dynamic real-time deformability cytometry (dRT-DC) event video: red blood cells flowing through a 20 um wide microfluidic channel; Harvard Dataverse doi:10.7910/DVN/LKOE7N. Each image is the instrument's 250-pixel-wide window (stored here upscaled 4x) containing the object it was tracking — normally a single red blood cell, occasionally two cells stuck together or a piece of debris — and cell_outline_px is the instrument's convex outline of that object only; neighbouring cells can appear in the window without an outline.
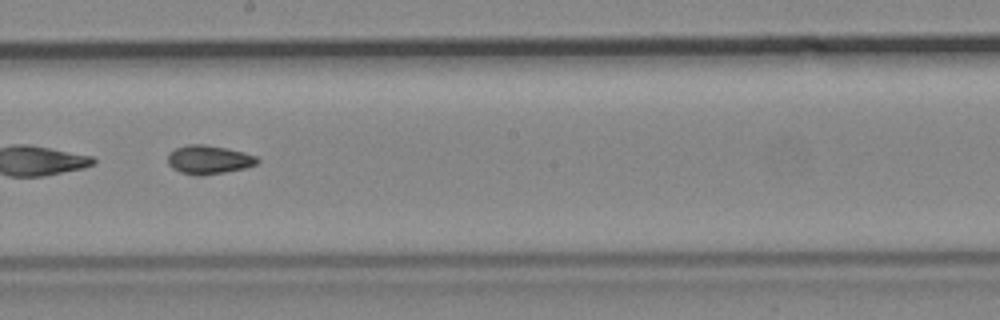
{"species": "common noctule bat (a hibernating species)", "species_latin": "Nyctalus noctula", "temperature_condition": "cold", "stored_images_in_passage": 11, "camera_frame_rate_fps": 3000, "um_per_image_px": 0.085, "animal": {"sex": "male", "body_mass_g": 19.2, "forearm_length_mm": 51.8}, "frame": {"image": 1, "passage_image": 11, "time_ms": 12.333, "image_size_px": [1000, 320], "cell_outline_px": [[260, 160], [256, 164], [244, 168], [224, 172], [200, 176], [196, 176], [180, 172], [172, 168], [168, 164], [168, 152], [176, 148], [188, 144], [204, 144], [228, 148], [244, 152], [256, 156]], "centroid_in_image_um": [17.73, 13.56], "position_along_channel_um": 230.5, "area_um2": 15.09}}